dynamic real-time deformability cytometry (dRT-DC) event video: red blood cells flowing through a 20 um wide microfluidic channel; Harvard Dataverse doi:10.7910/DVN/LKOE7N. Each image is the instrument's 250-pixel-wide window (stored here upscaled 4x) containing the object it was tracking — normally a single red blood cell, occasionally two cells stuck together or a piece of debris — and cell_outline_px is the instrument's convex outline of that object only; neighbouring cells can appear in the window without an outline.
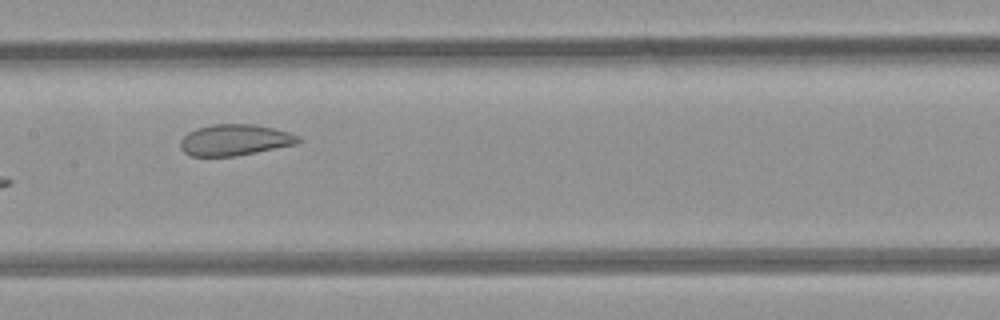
{"species": "common noctule bat (a hibernating species)", "species_latin": "Nyctalus noctula", "temperature_condition": "room temperature", "stored_images_in_passage": 8, "camera_frame_rate_fps": 3000, "um_per_image_px": 0.085, "animal": {"sex": "female", "body_mass_g": 21.9}, "frame": {"image": 1, "passage_image": 8, "time_ms": 16.667, "image_size_px": [1000, 320], "cell_outline_px": [[300, 140], [296, 144], [236, 156], [192, 156], [184, 152], [180, 148], [180, 140], [188, 132], [196, 128], [212, 124], [252, 124], [272, 128], [288, 132], [300, 136]], "centroid_in_image_um": [19.93, 11.89], "position_along_channel_um": 187.5, "area_um2": 21.33}}